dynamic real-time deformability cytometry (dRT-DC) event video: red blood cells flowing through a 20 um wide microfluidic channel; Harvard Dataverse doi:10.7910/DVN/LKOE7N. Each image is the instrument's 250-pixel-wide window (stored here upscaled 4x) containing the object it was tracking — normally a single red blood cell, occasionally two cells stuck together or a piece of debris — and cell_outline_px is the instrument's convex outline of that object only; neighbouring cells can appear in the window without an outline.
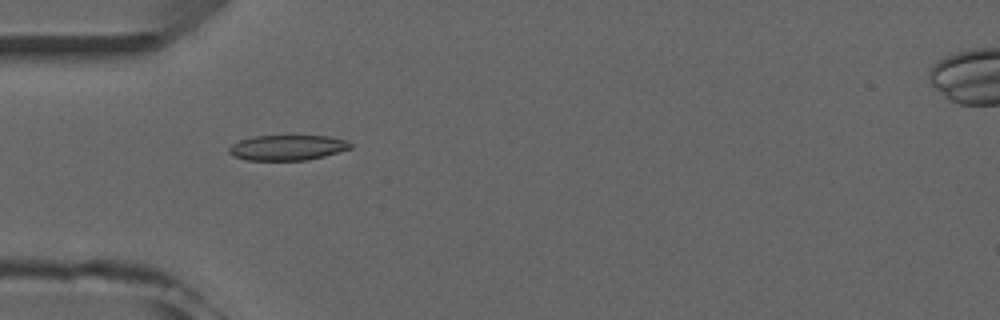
{"species": "common noctule bat (a hibernating species)", "species_latin": "Nyctalus noctula", "temperature_condition": "room temperature", "stored_images_in_passage": 5, "camera_frame_rate_fps": 3000, "um_per_image_px": 0.085, "animal": {"sex": "male", "forearm_length_mm": 52.5}, "frame": {"image": 1, "passage_image": 5, "time_ms": 4.667, "image_size_px": [1000, 320], "cell_outline_px": [[352, 148], [324, 156], [308, 160], [248, 160], [232, 156], [228, 152], [228, 148], [232, 144], [240, 140], [256, 136], [328, 136], [348, 140], [352, 144]], "centroid_in_image_um": [24.44, 12.55], "position_along_channel_um": 60.6, "area_um2": 17.92}}